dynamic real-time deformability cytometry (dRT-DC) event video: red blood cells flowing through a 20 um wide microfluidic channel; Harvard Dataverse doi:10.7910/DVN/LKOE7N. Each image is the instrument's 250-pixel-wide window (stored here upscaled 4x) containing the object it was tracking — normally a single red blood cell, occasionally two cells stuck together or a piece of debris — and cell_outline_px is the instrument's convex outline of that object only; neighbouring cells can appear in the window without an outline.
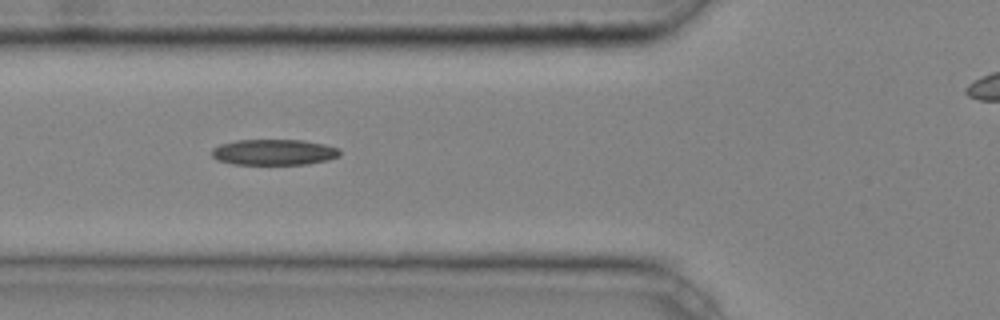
{"species": "common noctule bat (a hibernating species)", "species_latin": "Nyctalus noctula", "temperature_condition": "cold", "stored_images_in_passage": 5, "camera_frame_rate_fps": 3000, "um_per_image_px": 0.085, "animal": {"sex": "male", "body_mass_g": 20.4}, "frame": {"image": 1, "passage_image": 4, "time_ms": 1.0, "image_size_px": [1000, 320], "cell_outline_px": [[340, 156], [328, 160], [308, 164], [232, 164], [216, 160], [212, 156], [212, 148], [220, 144], [236, 140], [304, 140], [324, 144], [340, 148]], "centroid_in_image_um": [23.29, 12.93], "position_along_channel_um": 102.5, "area_um2": 19.42}}
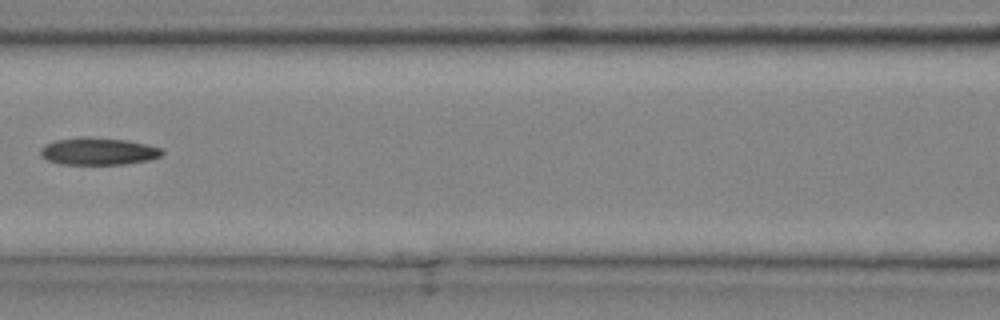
{"frame": {"image": 2, "passage_image": 5, "time_ms": 1.333, "image_size_px": [1000, 320], "cell_outline_px": [[164, 152], [160, 156], [148, 160], [128, 164], [60, 164], [48, 160], [40, 152], [40, 148], [44, 144], [56, 140], [84, 136], [128, 140], [148, 144], [160, 148]], "centroid_in_image_um": [8.36, 12.85], "position_along_channel_um": 158.2, "area_um2": 19.36}}